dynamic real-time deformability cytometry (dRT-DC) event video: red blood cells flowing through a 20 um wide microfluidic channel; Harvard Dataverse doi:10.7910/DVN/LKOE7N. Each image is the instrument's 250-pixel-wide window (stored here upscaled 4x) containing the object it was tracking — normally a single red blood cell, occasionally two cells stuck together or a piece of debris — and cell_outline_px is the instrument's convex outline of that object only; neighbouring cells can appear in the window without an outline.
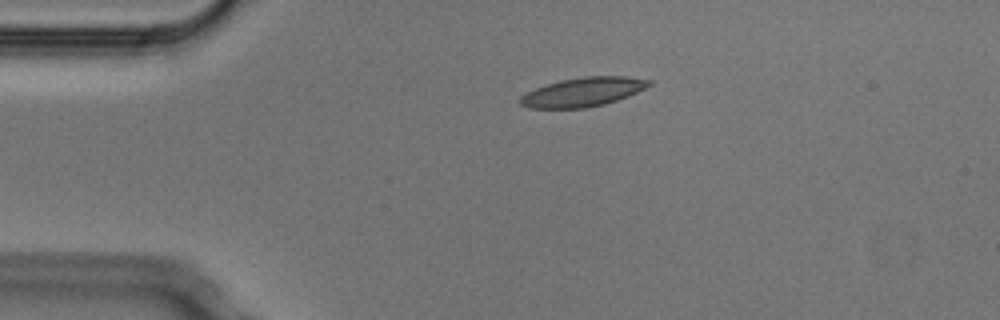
{"species": "Egyptian fruit bat (a non-hibernating species)", "species_latin": "Rousettus aegyptiacus", "temperature_condition": "cold", "stored_images_in_passage": 4, "camera_frame_rate_fps": 3000, "um_per_image_px": 0.085, "animal": {"sex": "male"}, "frame": {"image": 1, "passage_image": 3, "time_ms": 0.667, "image_size_px": [1000, 320], "cell_outline_px": [[652, 84], [628, 96], [604, 104], [584, 108], [528, 108], [520, 104], [516, 100], [520, 96], [536, 88], [560, 80], [584, 76], [628, 76], [652, 80]], "centroid_in_image_um": [49.53, 7.82], "position_along_channel_um": 35.5, "area_um2": 21.79}}